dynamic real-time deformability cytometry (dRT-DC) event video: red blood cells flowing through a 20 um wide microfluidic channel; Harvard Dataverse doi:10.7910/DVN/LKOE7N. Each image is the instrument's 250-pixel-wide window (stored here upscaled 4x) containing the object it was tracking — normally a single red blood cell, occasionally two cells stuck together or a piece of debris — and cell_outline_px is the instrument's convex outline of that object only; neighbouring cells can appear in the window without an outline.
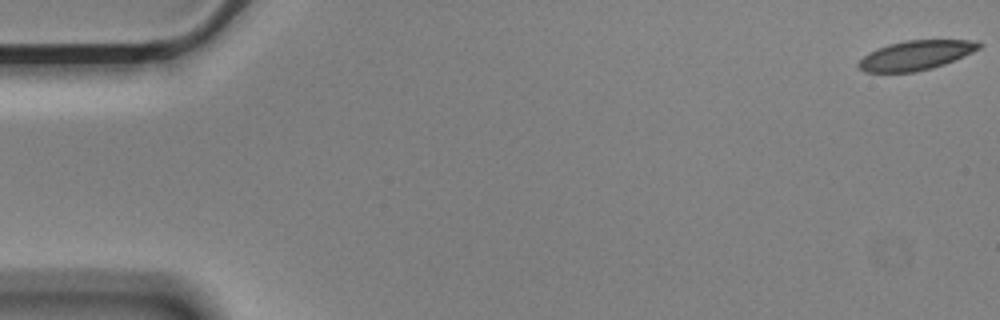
{"species": "Egyptian fruit bat (a non-hibernating species)", "species_latin": "Rousettus aegyptiacus", "temperature_condition": "cold", "stored_images_in_passage": 56, "camera_frame_rate_fps": 3000, "um_per_image_px": 0.085, "animal": {"sex": "male"}, "frame": {"image": 1, "passage_image": 1, "time_ms": 0.0, "image_size_px": [1000, 320], "cell_outline_px": [[984, 44], [980, 48], [972, 52], [944, 64], [932, 68], [916, 72], [864, 72], [856, 64], [864, 56], [888, 44], [904, 40], [976, 40]], "centroid_in_image_um": [77.87, 4.69], "position_along_channel_um": 7.1, "area_um2": 20.52}}
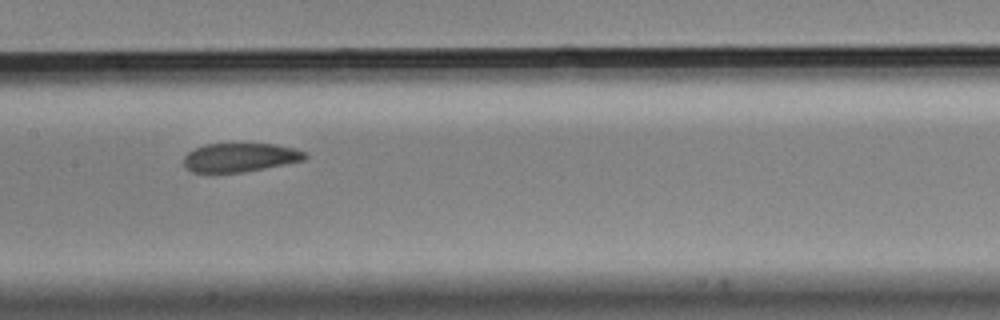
{"frame": {"image": 2, "passage_image": 28, "time_ms": 9.0, "image_size_px": [1000, 320], "cell_outline_px": [[308, 156], [304, 160], [244, 172], [208, 176], [192, 172], [184, 164], [184, 156], [188, 152], [204, 144], [276, 144], [308, 152]], "centroid_in_image_um": [20.35, 13.42], "position_along_channel_um": 187.1, "area_um2": 20.92}}
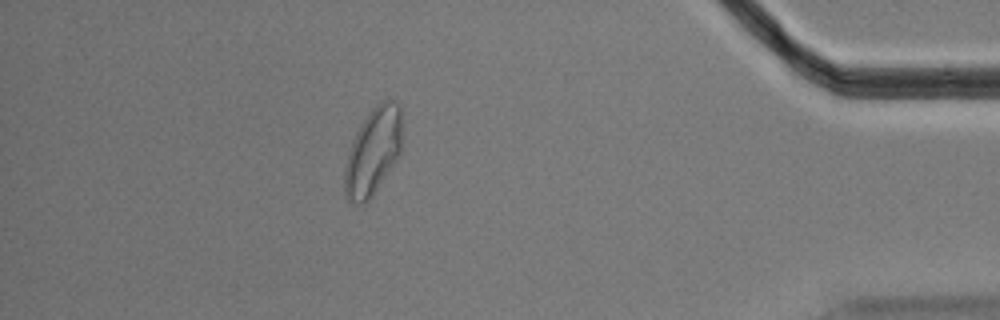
{"frame": {"image": 3, "passage_image": 50, "time_ms": 16.333, "image_size_px": [1000, 320], "cell_outline_px": [[400, 152], [396, 160], [372, 196], [364, 204], [352, 204], [348, 200], [344, 192], [344, 164], [352, 140], [360, 124], [372, 108], [380, 100], [392, 100], [400, 104]], "centroid_in_image_um": [31.66, 12.89], "position_along_channel_um": 403.5, "area_um2": 29.07}, "authors_computed_cell_mechanics": {"area_um2": 22.1663, "velocity_mm_per_s": 3.5619, "shape_relaxation_time_tau1_ms": 7.1921, "shape_relaxation_time_tau2_ms": 1.785, "deformation_change_tau1": 0.1528, "deformation_change_tau2": 0.0668}}